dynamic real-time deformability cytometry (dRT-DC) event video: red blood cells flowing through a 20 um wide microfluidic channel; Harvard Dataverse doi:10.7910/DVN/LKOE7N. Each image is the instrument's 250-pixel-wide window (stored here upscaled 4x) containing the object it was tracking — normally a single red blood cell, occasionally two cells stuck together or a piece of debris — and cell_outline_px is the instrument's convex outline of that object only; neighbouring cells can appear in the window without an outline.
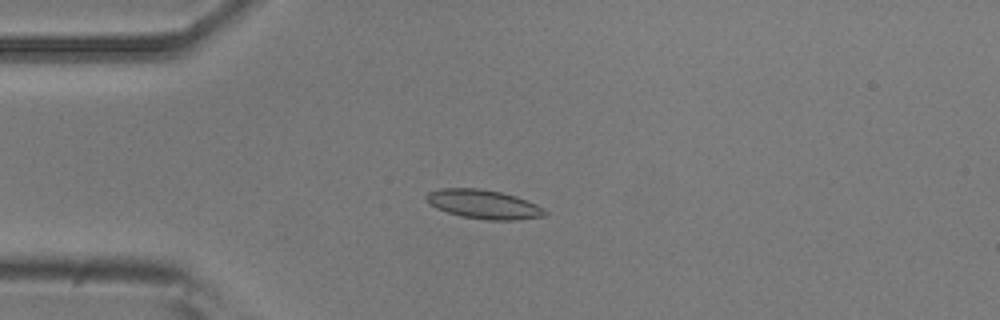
{"species": "common noctule bat (a hibernating species)", "species_latin": "Nyctalus noctula", "temperature_condition": "room temperature", "stored_images_in_passage": 5, "camera_frame_rate_fps": 3000, "um_per_image_px": 0.085, "animal": {"sex": "male", "body_mass_g": 20.5, "forearm_length_mm": 52.5}, "frame": {"image": 1, "passage_image": 4, "time_ms": 1.0, "image_size_px": [1000, 320], "cell_outline_px": [[548, 212], [544, 216], [516, 220], [488, 220], [460, 216], [436, 208], [424, 196], [428, 192], [440, 188], [480, 188], [500, 192], [516, 196], [536, 204], [544, 208]], "centroid_in_image_um": [41.13, 17.36], "position_along_channel_um": 43.9, "area_um2": 20.0}}
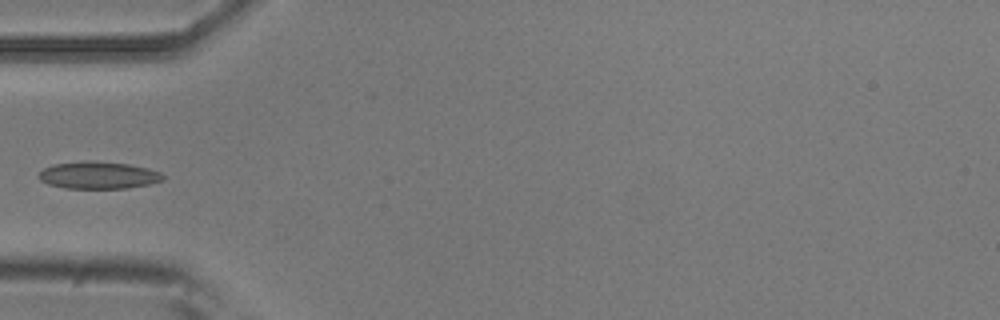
{"frame": {"image": 2, "passage_image": 5, "time_ms": 1.333, "image_size_px": [1000, 320], "cell_outline_px": [[164, 180], [148, 184], [128, 188], [64, 188], [48, 184], [40, 180], [40, 172], [44, 168], [52, 164], [128, 164], [148, 168], [160, 172], [164, 176]], "centroid_in_image_um": [8.41, 14.95], "position_along_channel_um": 76.6, "area_um2": 18.55}}